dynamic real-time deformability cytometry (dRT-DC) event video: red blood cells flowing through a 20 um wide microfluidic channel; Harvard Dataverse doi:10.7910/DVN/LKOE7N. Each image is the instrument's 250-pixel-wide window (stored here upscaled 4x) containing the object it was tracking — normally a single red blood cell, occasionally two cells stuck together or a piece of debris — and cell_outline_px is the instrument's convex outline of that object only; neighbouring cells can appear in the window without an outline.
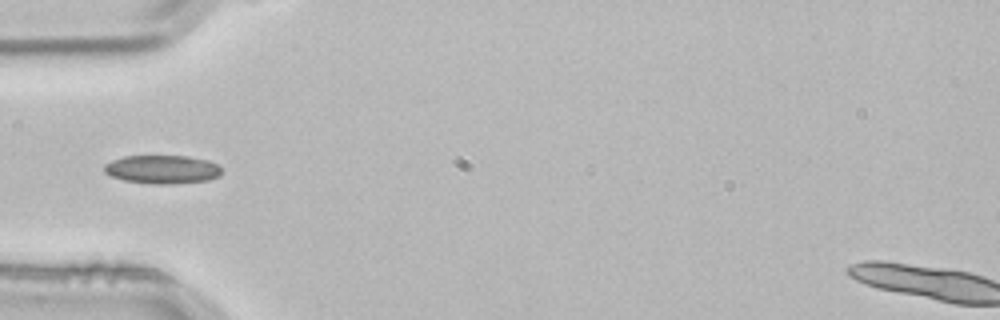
{"species": "common noctule bat (a hibernating species)", "species_latin": "Nyctalus noctula", "temperature_condition": "room temperature", "stored_images_in_passage": 3, "camera_frame_rate_fps": 3000, "um_per_image_px": 0.085, "animal": {"sex": "male", "body_mass_g": 21.5, "forearm_length_mm": 52.0}, "frame": {"image": 1, "passage_image": 3, "time_ms": 0.667, "image_size_px": [1000, 320], "cell_outline_px": [[220, 176], [208, 180], [172, 184], [152, 184], [124, 180], [108, 176], [104, 172], [104, 164], [112, 160], [124, 156], [188, 156], [208, 160], [216, 164], [220, 168]], "centroid_in_image_um": [13.76, 14.4], "position_along_channel_um": 71.2, "area_um2": 19.59}}